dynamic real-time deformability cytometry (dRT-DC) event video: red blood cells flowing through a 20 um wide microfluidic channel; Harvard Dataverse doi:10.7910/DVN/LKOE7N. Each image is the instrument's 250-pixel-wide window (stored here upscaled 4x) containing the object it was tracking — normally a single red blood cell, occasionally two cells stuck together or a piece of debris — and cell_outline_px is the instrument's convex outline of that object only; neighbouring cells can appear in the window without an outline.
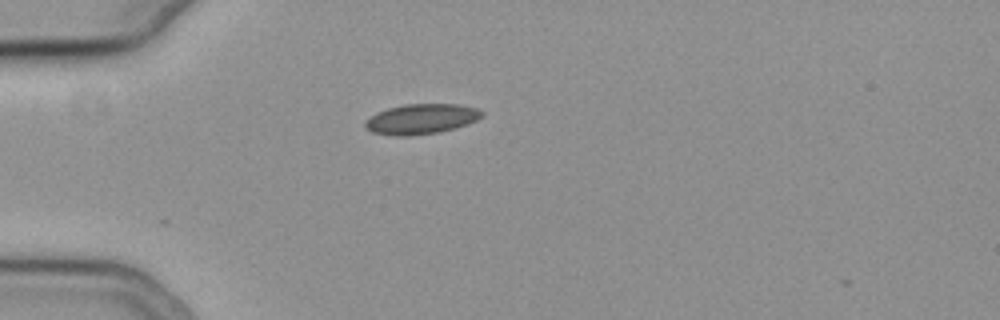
{"species": "common noctule bat (a hibernating species)", "species_latin": "Nyctalus noctula", "temperature_condition": "cold", "stored_images_in_passage": 4, "camera_frame_rate_fps": 3000, "um_per_image_px": 0.085, "animal": {"sex": "female", "body_mass_g": 19.3, "forearm_length_mm": 54.1}, "frame": {"image": 1, "passage_image": 2, "time_ms": 0.333, "image_size_px": [1000, 320], "cell_outline_px": [[484, 116], [468, 124], [456, 128], [440, 132], [408, 136], [396, 136], [372, 132], [364, 128], [364, 124], [376, 112], [388, 108], [404, 104], [460, 104], [476, 108], [484, 112]], "centroid_in_image_um": [35.83, 10.11], "position_along_channel_um": 49.2, "area_um2": 20.63}}